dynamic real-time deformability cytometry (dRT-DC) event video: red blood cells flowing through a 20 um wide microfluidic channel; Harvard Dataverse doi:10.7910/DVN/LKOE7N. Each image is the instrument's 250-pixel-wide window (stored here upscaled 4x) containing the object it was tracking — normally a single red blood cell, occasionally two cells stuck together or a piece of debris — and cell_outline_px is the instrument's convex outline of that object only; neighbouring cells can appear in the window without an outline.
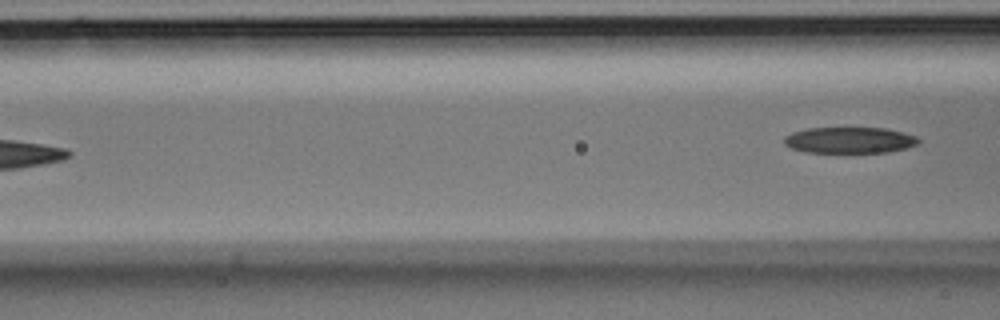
{"species": "Egyptian fruit bat (a non-hibernating species)", "species_latin": "Rousettus aegyptiacus", "temperature_condition": "room temperature", "stored_images_in_passage": 6, "camera_frame_rate_fps": 3000, "um_per_image_px": 0.085, "animal": {"sex": "male"}, "frame": {"image": 1, "passage_image": 6, "time_ms": 1.667, "image_size_px": [1000, 320], "cell_outline_px": [[920, 140], [916, 144], [908, 148], [888, 152], [804, 152], [792, 148], [784, 144], [784, 136], [792, 132], [808, 128], [888, 128], [904, 132], [916, 136]], "centroid_in_image_um": [72.22, 11.91], "position_along_channel_um": 94.4, "area_um2": 20.52}}